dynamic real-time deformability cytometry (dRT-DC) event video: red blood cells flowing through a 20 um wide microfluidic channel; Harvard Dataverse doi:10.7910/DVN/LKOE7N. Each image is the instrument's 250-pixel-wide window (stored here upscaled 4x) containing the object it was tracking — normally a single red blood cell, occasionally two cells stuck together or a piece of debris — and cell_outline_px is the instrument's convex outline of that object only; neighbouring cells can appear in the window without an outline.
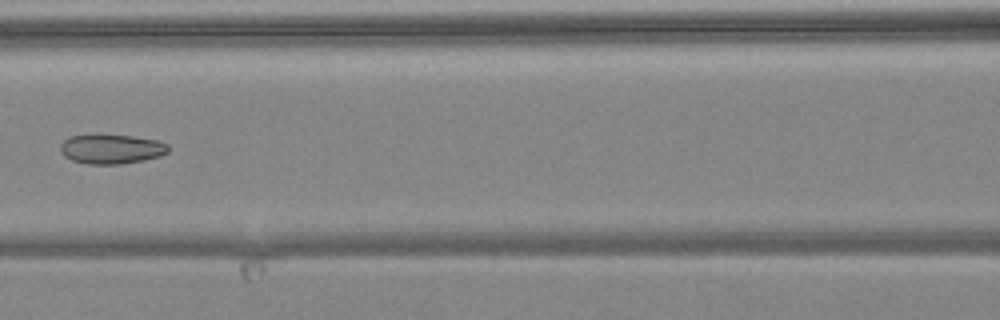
{"species": "common noctule bat (a hibernating species)", "species_latin": "Nyctalus noctula", "temperature_condition": "warm", "stored_images_in_passage": 5, "camera_frame_rate_fps": 3000, "um_per_image_px": 0.085, "animal": {"sex": "female", "body_mass_g": 24.6, "forearm_length_mm": 56.2}, "frame": {"image": 1, "passage_image": 5, "time_ms": 5.333, "image_size_px": [1000, 320], "cell_outline_px": [[168, 152], [160, 156], [144, 160], [124, 164], [88, 164], [72, 160], [64, 156], [60, 152], [60, 144], [64, 140], [72, 136], [88, 132], [96, 132], [132, 136], [156, 140], [168, 144]], "centroid_in_image_um": [9.42, 12.63], "position_along_channel_um": 157.2, "area_um2": 19.25}}